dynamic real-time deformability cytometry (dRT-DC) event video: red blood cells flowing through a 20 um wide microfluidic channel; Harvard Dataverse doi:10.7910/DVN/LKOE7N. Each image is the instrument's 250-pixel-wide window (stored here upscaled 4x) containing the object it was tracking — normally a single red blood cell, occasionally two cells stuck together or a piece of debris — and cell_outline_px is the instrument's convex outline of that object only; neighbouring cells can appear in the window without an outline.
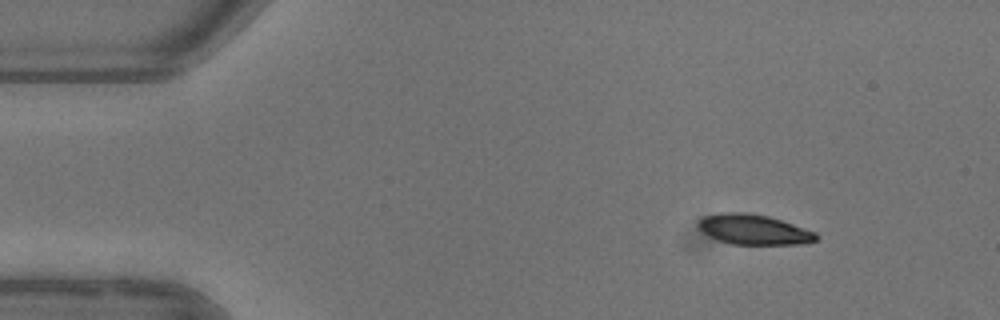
{"species": "common noctule bat (a hibernating species)", "species_latin": "Nyctalus noctula", "temperature_condition": "warm", "stored_images_in_passage": 3, "camera_frame_rate_fps": 3000, "um_per_image_px": 0.085, "animal": {"sex": "female"}, "frame": {"image": 1, "passage_image": 1, "time_ms": 0.0, "image_size_px": [1000, 320], "cell_outline_px": [[820, 236], [816, 240], [804, 244], [732, 244], [708, 236], [696, 228], [696, 224], [704, 216], [724, 212], [744, 212], [768, 216], [816, 232]], "centroid_in_image_um": [64.05, 19.51], "position_along_channel_um": 21.0, "area_um2": 20.69}}
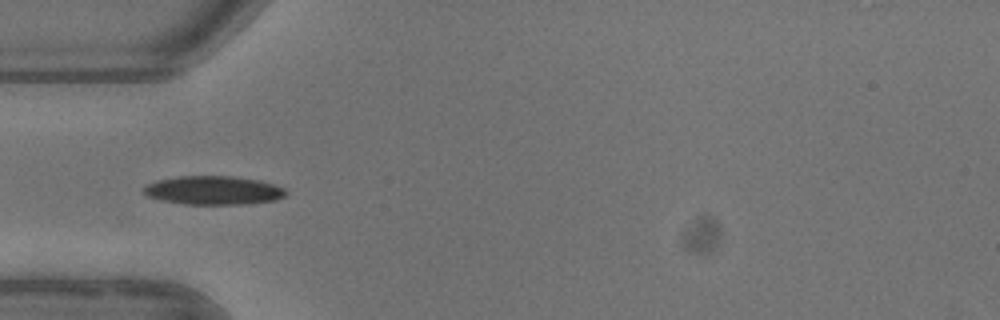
{"frame": {"image": 2, "passage_image": 3, "time_ms": 3.333, "image_size_px": [1000, 320], "cell_outline_px": [[288, 192], [284, 196], [276, 200], [240, 204], [184, 204], [160, 200], [148, 196], [144, 192], [144, 188], [148, 184], [156, 180], [180, 176], [232, 176], [260, 180], [284, 188]], "centroid_in_image_um": [18.14, 16.17], "position_along_channel_um": 66.9, "area_um2": 23.64}}